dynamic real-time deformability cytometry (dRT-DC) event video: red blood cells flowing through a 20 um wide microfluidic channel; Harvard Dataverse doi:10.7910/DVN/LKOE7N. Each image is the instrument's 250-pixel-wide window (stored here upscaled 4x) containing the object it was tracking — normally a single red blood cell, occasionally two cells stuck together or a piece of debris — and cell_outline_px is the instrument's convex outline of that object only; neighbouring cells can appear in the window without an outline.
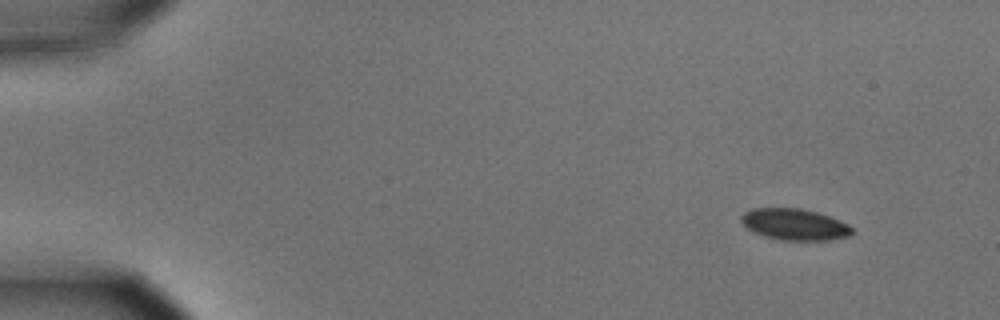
{"species": "common noctule bat (a hibernating species)", "species_latin": "Nyctalus noctula", "temperature_condition": "cold", "stored_images_in_passage": 4, "camera_frame_rate_fps": 3000, "um_per_image_px": 0.085, "animal": {"sex": "male", "body_mass_g": 15.6}, "frame": {"image": 1, "passage_image": 1, "time_ms": 0.0, "image_size_px": [1000, 320], "cell_outline_px": [[852, 232], [848, 236], [828, 240], [780, 240], [764, 236], [752, 232], [740, 220], [740, 216], [744, 212], [752, 208], [800, 208], [816, 212], [840, 220], [848, 224], [852, 228]], "centroid_in_image_um": [67.5, 19.07], "position_along_channel_um": 17.5, "area_um2": 20.23}}
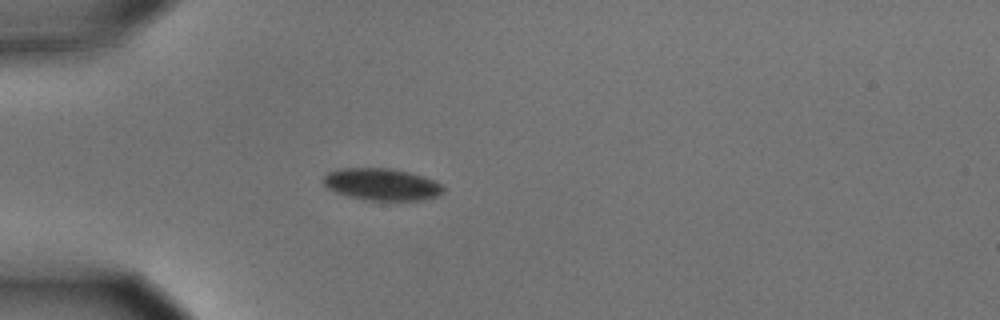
{"frame": {"image": 2, "passage_image": 4, "time_ms": 1.0, "image_size_px": [1000, 320], "cell_outline_px": [[444, 192], [440, 196], [424, 200], [364, 200], [348, 196], [336, 192], [328, 188], [324, 184], [324, 176], [328, 172], [344, 168], [388, 168], [408, 172], [424, 176], [436, 180], [444, 188]], "centroid_in_image_um": [32.5, 15.68], "position_along_channel_um": 52.5, "area_um2": 22.43}}